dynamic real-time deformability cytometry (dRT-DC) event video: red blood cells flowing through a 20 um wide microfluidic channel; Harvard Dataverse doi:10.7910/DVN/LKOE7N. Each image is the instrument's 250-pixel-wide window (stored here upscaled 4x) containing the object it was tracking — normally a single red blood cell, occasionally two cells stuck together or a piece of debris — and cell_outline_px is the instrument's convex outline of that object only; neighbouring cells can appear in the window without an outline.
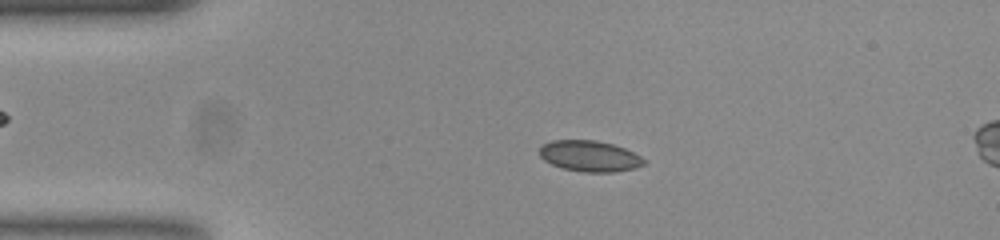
{"species": "common noctule bat (a hibernating species)", "species_latin": "Nyctalus noctula", "temperature_condition": "room temperature", "stored_images_in_passage": 52, "camera_frame_rate_fps": 3000, "um_per_image_px": 0.085, "animal": {"sex": "female", "body_mass_g": 23.0, "forearm_length_mm": 53.4}, "frame": {"image": 1, "passage_image": 10, "time_ms": 3.0, "image_size_px": [1000, 240], "cell_outline_px": [[644, 164], [636, 168], [616, 172], [584, 172], [564, 168], [552, 164], [544, 160], [540, 156], [540, 148], [544, 144], [552, 140], [596, 140], [612, 144], [624, 148], [640, 156], [644, 160]], "centroid_in_image_um": [50.12, 13.27], "position_along_channel_um": 34.9, "area_um2": 18.67}}
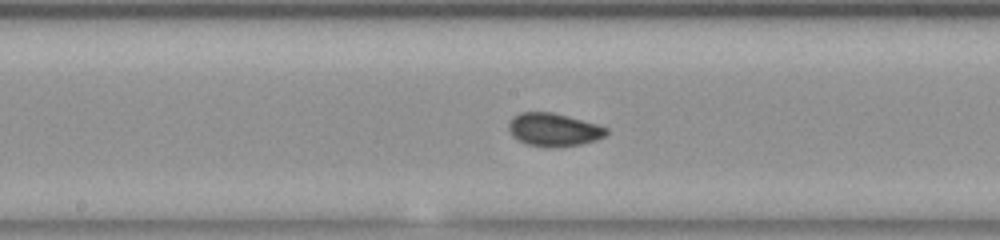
{"frame": {"image": 2, "passage_image": 26, "time_ms": 8.333, "image_size_px": [1000, 240], "cell_outline_px": [[608, 132], [604, 136], [596, 140], [580, 144], [548, 148], [528, 144], [512, 136], [508, 128], [508, 124], [512, 116], [520, 112], [552, 112], [568, 116], [596, 124], [608, 128]], "centroid_in_image_um": [47.04, 11.02], "position_along_channel_um": 201.2, "area_um2": 18.79}}
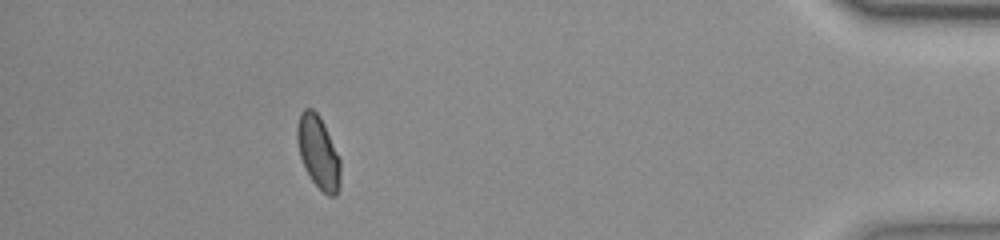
{"frame": {"image": 3, "passage_image": 47, "time_ms": 15.333, "image_size_px": [1000, 240], "cell_outline_px": [[340, 184], [336, 196], [328, 196], [312, 180], [300, 156], [296, 140], [296, 128], [300, 112], [304, 108], [312, 108], [320, 116], [340, 156]], "centroid_in_image_um": [27.06, 12.9], "position_along_channel_um": 408.1, "area_um2": 18.38}, "authors_computed_cell_mechanics": {"area_um2": 18.4382, "velocity_mm_per_s": 3.7948, "shape_relaxation_time_tau1_ms": 7.6775, "shape_relaxation_time_tau2_ms": 0.6383, "deformation_change_tau1": 0.1144, "deformation_change_tau2": 0.0434}}